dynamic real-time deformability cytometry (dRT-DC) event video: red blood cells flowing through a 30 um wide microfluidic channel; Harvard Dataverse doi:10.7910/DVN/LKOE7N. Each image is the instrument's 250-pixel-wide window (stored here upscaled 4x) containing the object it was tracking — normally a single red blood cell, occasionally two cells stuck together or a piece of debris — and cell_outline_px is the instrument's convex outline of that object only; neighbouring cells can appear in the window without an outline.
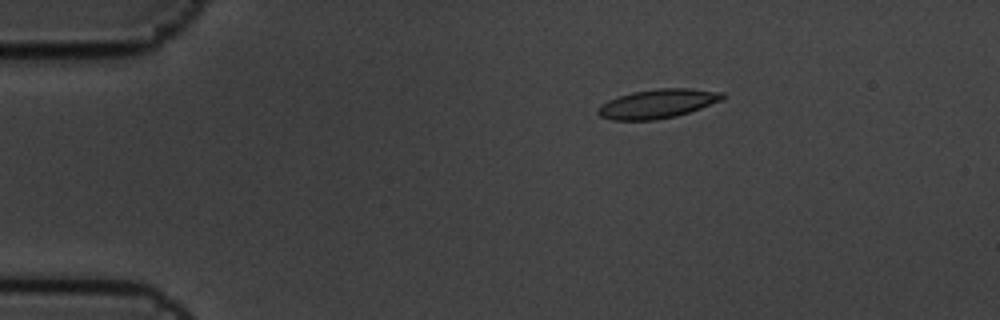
{"species": "common noctule bat (a hibernating species)", "species_latin": "Nyctalus noctula", "temperature_condition": "cold", "stored_images_in_passage": 3, "camera_frame_rate_fps": 3000, "um_per_image_px": 0.085, "animal": {"sex": "male", "body_mass_g": 19.5, "forearm_length_mm": 54.6}, "frame": {"image": 1, "passage_image": 1, "time_ms": 0.0, "image_size_px": [1000, 320], "cell_outline_px": [[728, 96], [724, 100], [676, 116], [656, 120], [612, 120], [600, 116], [596, 112], [608, 100], [632, 92], [656, 88], [692, 88], [724, 92]], "centroid_in_image_um": [55.97, 8.8], "position_along_channel_um": 29.0, "area_um2": 21.15}}